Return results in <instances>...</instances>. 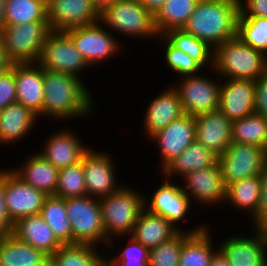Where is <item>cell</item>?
<instances>
[{
    "mask_svg": "<svg viewBox=\"0 0 267 266\" xmlns=\"http://www.w3.org/2000/svg\"><path fill=\"white\" fill-rule=\"evenodd\" d=\"M130 187L123 185L108 196L99 198L105 236L109 240L107 249L114 246L116 236L131 234L144 208L145 194Z\"/></svg>",
    "mask_w": 267,
    "mask_h": 266,
    "instance_id": "cell-3",
    "label": "cell"
},
{
    "mask_svg": "<svg viewBox=\"0 0 267 266\" xmlns=\"http://www.w3.org/2000/svg\"><path fill=\"white\" fill-rule=\"evenodd\" d=\"M200 0H167L154 15V24L159 35L171 29H182L196 9Z\"/></svg>",
    "mask_w": 267,
    "mask_h": 266,
    "instance_id": "cell-33",
    "label": "cell"
},
{
    "mask_svg": "<svg viewBox=\"0 0 267 266\" xmlns=\"http://www.w3.org/2000/svg\"><path fill=\"white\" fill-rule=\"evenodd\" d=\"M17 102L14 64L4 73L0 74V108Z\"/></svg>",
    "mask_w": 267,
    "mask_h": 266,
    "instance_id": "cell-43",
    "label": "cell"
},
{
    "mask_svg": "<svg viewBox=\"0 0 267 266\" xmlns=\"http://www.w3.org/2000/svg\"><path fill=\"white\" fill-rule=\"evenodd\" d=\"M65 32L91 67L106 62V59L107 62H110L109 60L114 59L113 57L116 54L119 56L118 52L122 47L120 40L114 36L113 32L111 33L109 29L105 28L100 21L86 26L70 28Z\"/></svg>",
    "mask_w": 267,
    "mask_h": 266,
    "instance_id": "cell-10",
    "label": "cell"
},
{
    "mask_svg": "<svg viewBox=\"0 0 267 266\" xmlns=\"http://www.w3.org/2000/svg\"><path fill=\"white\" fill-rule=\"evenodd\" d=\"M33 154L29 155L23 165L21 163V166L13 167L11 170L35 189L41 190L47 195H55L59 170L39 153Z\"/></svg>",
    "mask_w": 267,
    "mask_h": 266,
    "instance_id": "cell-27",
    "label": "cell"
},
{
    "mask_svg": "<svg viewBox=\"0 0 267 266\" xmlns=\"http://www.w3.org/2000/svg\"><path fill=\"white\" fill-rule=\"evenodd\" d=\"M255 82V113L267 118V70Z\"/></svg>",
    "mask_w": 267,
    "mask_h": 266,
    "instance_id": "cell-46",
    "label": "cell"
},
{
    "mask_svg": "<svg viewBox=\"0 0 267 266\" xmlns=\"http://www.w3.org/2000/svg\"><path fill=\"white\" fill-rule=\"evenodd\" d=\"M182 179L184 183V186H181L182 190L190 198L192 204L195 201L196 204L198 202L204 207L206 205L214 207L221 203L224 205L227 186L222 178L218 162L213 167L190 172Z\"/></svg>",
    "mask_w": 267,
    "mask_h": 266,
    "instance_id": "cell-16",
    "label": "cell"
},
{
    "mask_svg": "<svg viewBox=\"0 0 267 266\" xmlns=\"http://www.w3.org/2000/svg\"><path fill=\"white\" fill-rule=\"evenodd\" d=\"M47 138L43 142L44 147L38 153L58 170L81 162L85 152L90 148L68 128L50 134Z\"/></svg>",
    "mask_w": 267,
    "mask_h": 266,
    "instance_id": "cell-20",
    "label": "cell"
},
{
    "mask_svg": "<svg viewBox=\"0 0 267 266\" xmlns=\"http://www.w3.org/2000/svg\"><path fill=\"white\" fill-rule=\"evenodd\" d=\"M261 179V195L258 209L252 217L251 222L254 228H257L263 221L267 219V164L260 174Z\"/></svg>",
    "mask_w": 267,
    "mask_h": 266,
    "instance_id": "cell-45",
    "label": "cell"
},
{
    "mask_svg": "<svg viewBox=\"0 0 267 266\" xmlns=\"http://www.w3.org/2000/svg\"><path fill=\"white\" fill-rule=\"evenodd\" d=\"M37 63L45 70L71 74L79 79L84 70L91 68L65 31H51L47 35Z\"/></svg>",
    "mask_w": 267,
    "mask_h": 266,
    "instance_id": "cell-8",
    "label": "cell"
},
{
    "mask_svg": "<svg viewBox=\"0 0 267 266\" xmlns=\"http://www.w3.org/2000/svg\"><path fill=\"white\" fill-rule=\"evenodd\" d=\"M47 256L19 241L13 234L0 236V266H36Z\"/></svg>",
    "mask_w": 267,
    "mask_h": 266,
    "instance_id": "cell-32",
    "label": "cell"
},
{
    "mask_svg": "<svg viewBox=\"0 0 267 266\" xmlns=\"http://www.w3.org/2000/svg\"><path fill=\"white\" fill-rule=\"evenodd\" d=\"M239 0H200L182 28L214 50L237 35Z\"/></svg>",
    "mask_w": 267,
    "mask_h": 266,
    "instance_id": "cell-2",
    "label": "cell"
},
{
    "mask_svg": "<svg viewBox=\"0 0 267 266\" xmlns=\"http://www.w3.org/2000/svg\"><path fill=\"white\" fill-rule=\"evenodd\" d=\"M12 63L7 57V54L3 48V44L0 40V74L11 68Z\"/></svg>",
    "mask_w": 267,
    "mask_h": 266,
    "instance_id": "cell-50",
    "label": "cell"
},
{
    "mask_svg": "<svg viewBox=\"0 0 267 266\" xmlns=\"http://www.w3.org/2000/svg\"><path fill=\"white\" fill-rule=\"evenodd\" d=\"M42 116L55 121L74 120L94 113L96 101L82 79L67 73L43 69Z\"/></svg>",
    "mask_w": 267,
    "mask_h": 266,
    "instance_id": "cell-1",
    "label": "cell"
},
{
    "mask_svg": "<svg viewBox=\"0 0 267 266\" xmlns=\"http://www.w3.org/2000/svg\"><path fill=\"white\" fill-rule=\"evenodd\" d=\"M100 22L114 33L145 40L158 38L154 15L139 0H114L100 9Z\"/></svg>",
    "mask_w": 267,
    "mask_h": 266,
    "instance_id": "cell-5",
    "label": "cell"
},
{
    "mask_svg": "<svg viewBox=\"0 0 267 266\" xmlns=\"http://www.w3.org/2000/svg\"><path fill=\"white\" fill-rule=\"evenodd\" d=\"M167 0H139V2L145 7L146 10L153 15L159 11Z\"/></svg>",
    "mask_w": 267,
    "mask_h": 266,
    "instance_id": "cell-48",
    "label": "cell"
},
{
    "mask_svg": "<svg viewBox=\"0 0 267 266\" xmlns=\"http://www.w3.org/2000/svg\"><path fill=\"white\" fill-rule=\"evenodd\" d=\"M179 232L169 220L143 208L130 236L150 250L172 239Z\"/></svg>",
    "mask_w": 267,
    "mask_h": 266,
    "instance_id": "cell-25",
    "label": "cell"
},
{
    "mask_svg": "<svg viewBox=\"0 0 267 266\" xmlns=\"http://www.w3.org/2000/svg\"><path fill=\"white\" fill-rule=\"evenodd\" d=\"M50 32L47 21L3 25L0 40L12 64L37 63Z\"/></svg>",
    "mask_w": 267,
    "mask_h": 266,
    "instance_id": "cell-6",
    "label": "cell"
},
{
    "mask_svg": "<svg viewBox=\"0 0 267 266\" xmlns=\"http://www.w3.org/2000/svg\"><path fill=\"white\" fill-rule=\"evenodd\" d=\"M112 155L104 151L89 148L83 158L86 195L102 198L120 189L124 184H118ZM116 168V169H115ZM117 182V183H116Z\"/></svg>",
    "mask_w": 267,
    "mask_h": 266,
    "instance_id": "cell-13",
    "label": "cell"
},
{
    "mask_svg": "<svg viewBox=\"0 0 267 266\" xmlns=\"http://www.w3.org/2000/svg\"><path fill=\"white\" fill-rule=\"evenodd\" d=\"M55 196L63 199L86 196L84 167L81 162L59 170Z\"/></svg>",
    "mask_w": 267,
    "mask_h": 266,
    "instance_id": "cell-39",
    "label": "cell"
},
{
    "mask_svg": "<svg viewBox=\"0 0 267 266\" xmlns=\"http://www.w3.org/2000/svg\"><path fill=\"white\" fill-rule=\"evenodd\" d=\"M212 231L206 225L200 232L184 231V243L179 266H209L213 256L219 251L213 244ZM215 248V249H214Z\"/></svg>",
    "mask_w": 267,
    "mask_h": 266,
    "instance_id": "cell-29",
    "label": "cell"
},
{
    "mask_svg": "<svg viewBox=\"0 0 267 266\" xmlns=\"http://www.w3.org/2000/svg\"><path fill=\"white\" fill-rule=\"evenodd\" d=\"M264 151H265V155H266V159H267V144H266V146L264 148Z\"/></svg>",
    "mask_w": 267,
    "mask_h": 266,
    "instance_id": "cell-56",
    "label": "cell"
},
{
    "mask_svg": "<svg viewBox=\"0 0 267 266\" xmlns=\"http://www.w3.org/2000/svg\"><path fill=\"white\" fill-rule=\"evenodd\" d=\"M239 16L267 18V0H239Z\"/></svg>",
    "mask_w": 267,
    "mask_h": 266,
    "instance_id": "cell-47",
    "label": "cell"
},
{
    "mask_svg": "<svg viewBox=\"0 0 267 266\" xmlns=\"http://www.w3.org/2000/svg\"><path fill=\"white\" fill-rule=\"evenodd\" d=\"M36 266H52L50 258L46 257L39 265Z\"/></svg>",
    "mask_w": 267,
    "mask_h": 266,
    "instance_id": "cell-55",
    "label": "cell"
},
{
    "mask_svg": "<svg viewBox=\"0 0 267 266\" xmlns=\"http://www.w3.org/2000/svg\"><path fill=\"white\" fill-rule=\"evenodd\" d=\"M48 195L28 185L11 169H5V203L13 223L31 215H38Z\"/></svg>",
    "mask_w": 267,
    "mask_h": 266,
    "instance_id": "cell-15",
    "label": "cell"
},
{
    "mask_svg": "<svg viewBox=\"0 0 267 266\" xmlns=\"http://www.w3.org/2000/svg\"><path fill=\"white\" fill-rule=\"evenodd\" d=\"M211 70L221 78L255 81L267 70V56L236 36L214 50V68Z\"/></svg>",
    "mask_w": 267,
    "mask_h": 266,
    "instance_id": "cell-4",
    "label": "cell"
},
{
    "mask_svg": "<svg viewBox=\"0 0 267 266\" xmlns=\"http://www.w3.org/2000/svg\"><path fill=\"white\" fill-rule=\"evenodd\" d=\"M222 82L219 109L230 121L255 113V81L222 78Z\"/></svg>",
    "mask_w": 267,
    "mask_h": 266,
    "instance_id": "cell-19",
    "label": "cell"
},
{
    "mask_svg": "<svg viewBox=\"0 0 267 266\" xmlns=\"http://www.w3.org/2000/svg\"><path fill=\"white\" fill-rule=\"evenodd\" d=\"M5 2L6 0H0V31L3 27V19L5 14Z\"/></svg>",
    "mask_w": 267,
    "mask_h": 266,
    "instance_id": "cell-53",
    "label": "cell"
},
{
    "mask_svg": "<svg viewBox=\"0 0 267 266\" xmlns=\"http://www.w3.org/2000/svg\"><path fill=\"white\" fill-rule=\"evenodd\" d=\"M40 215L62 244H73V233L67 217L65 199L48 195L41 208Z\"/></svg>",
    "mask_w": 267,
    "mask_h": 266,
    "instance_id": "cell-36",
    "label": "cell"
},
{
    "mask_svg": "<svg viewBox=\"0 0 267 266\" xmlns=\"http://www.w3.org/2000/svg\"><path fill=\"white\" fill-rule=\"evenodd\" d=\"M147 106L143 131L145 130L144 135L148 138L185 114L179 95L172 85L166 86Z\"/></svg>",
    "mask_w": 267,
    "mask_h": 266,
    "instance_id": "cell-22",
    "label": "cell"
},
{
    "mask_svg": "<svg viewBox=\"0 0 267 266\" xmlns=\"http://www.w3.org/2000/svg\"><path fill=\"white\" fill-rule=\"evenodd\" d=\"M16 100L42 118L43 68L38 63L14 64Z\"/></svg>",
    "mask_w": 267,
    "mask_h": 266,
    "instance_id": "cell-23",
    "label": "cell"
},
{
    "mask_svg": "<svg viewBox=\"0 0 267 266\" xmlns=\"http://www.w3.org/2000/svg\"><path fill=\"white\" fill-rule=\"evenodd\" d=\"M222 178L227 186L232 182L260 175L267 159L259 146L231 142L227 150L218 157Z\"/></svg>",
    "mask_w": 267,
    "mask_h": 266,
    "instance_id": "cell-12",
    "label": "cell"
},
{
    "mask_svg": "<svg viewBox=\"0 0 267 266\" xmlns=\"http://www.w3.org/2000/svg\"><path fill=\"white\" fill-rule=\"evenodd\" d=\"M203 74L181 76L178 84L173 87L179 95L185 114L196 116L205 112H210L219 108L220 80L211 79L212 77ZM177 84V85H176ZM176 85V86H175Z\"/></svg>",
    "mask_w": 267,
    "mask_h": 266,
    "instance_id": "cell-11",
    "label": "cell"
},
{
    "mask_svg": "<svg viewBox=\"0 0 267 266\" xmlns=\"http://www.w3.org/2000/svg\"><path fill=\"white\" fill-rule=\"evenodd\" d=\"M162 180H164V182L154 189L155 191L151 197H149V201V195L144 197V208L166 218L180 231H189L191 233L200 232L206 226V222L190 230L183 229L182 225L180 226L183 221H187L186 219L189 217L186 216H188V213L192 210L191 200L182 190V183L176 185L175 180L170 181V179L167 178H162Z\"/></svg>",
    "mask_w": 267,
    "mask_h": 266,
    "instance_id": "cell-9",
    "label": "cell"
},
{
    "mask_svg": "<svg viewBox=\"0 0 267 266\" xmlns=\"http://www.w3.org/2000/svg\"><path fill=\"white\" fill-rule=\"evenodd\" d=\"M157 39L159 40L155 42L163 46L166 66L173 72L175 71L178 77L196 75L203 71V68L192 57L173 46L163 35H159Z\"/></svg>",
    "mask_w": 267,
    "mask_h": 266,
    "instance_id": "cell-40",
    "label": "cell"
},
{
    "mask_svg": "<svg viewBox=\"0 0 267 266\" xmlns=\"http://www.w3.org/2000/svg\"><path fill=\"white\" fill-rule=\"evenodd\" d=\"M65 205L73 233V244L100 246L105 243L102 246L107 250L109 240L105 236L99 199L88 195L67 198Z\"/></svg>",
    "mask_w": 267,
    "mask_h": 266,
    "instance_id": "cell-7",
    "label": "cell"
},
{
    "mask_svg": "<svg viewBox=\"0 0 267 266\" xmlns=\"http://www.w3.org/2000/svg\"><path fill=\"white\" fill-rule=\"evenodd\" d=\"M149 139L158 145L161 160L159 170L162 171L196 140L195 116L184 114Z\"/></svg>",
    "mask_w": 267,
    "mask_h": 266,
    "instance_id": "cell-17",
    "label": "cell"
},
{
    "mask_svg": "<svg viewBox=\"0 0 267 266\" xmlns=\"http://www.w3.org/2000/svg\"><path fill=\"white\" fill-rule=\"evenodd\" d=\"M184 231H180L172 239L150 249L149 266H179Z\"/></svg>",
    "mask_w": 267,
    "mask_h": 266,
    "instance_id": "cell-41",
    "label": "cell"
},
{
    "mask_svg": "<svg viewBox=\"0 0 267 266\" xmlns=\"http://www.w3.org/2000/svg\"><path fill=\"white\" fill-rule=\"evenodd\" d=\"M14 223L8 215L5 203V168L0 169V236L12 235Z\"/></svg>",
    "mask_w": 267,
    "mask_h": 266,
    "instance_id": "cell-44",
    "label": "cell"
},
{
    "mask_svg": "<svg viewBox=\"0 0 267 266\" xmlns=\"http://www.w3.org/2000/svg\"><path fill=\"white\" fill-rule=\"evenodd\" d=\"M100 21V8L92 0H47L51 31L86 26Z\"/></svg>",
    "mask_w": 267,
    "mask_h": 266,
    "instance_id": "cell-14",
    "label": "cell"
},
{
    "mask_svg": "<svg viewBox=\"0 0 267 266\" xmlns=\"http://www.w3.org/2000/svg\"><path fill=\"white\" fill-rule=\"evenodd\" d=\"M257 230L261 233L265 243L267 244V219L257 227Z\"/></svg>",
    "mask_w": 267,
    "mask_h": 266,
    "instance_id": "cell-52",
    "label": "cell"
},
{
    "mask_svg": "<svg viewBox=\"0 0 267 266\" xmlns=\"http://www.w3.org/2000/svg\"><path fill=\"white\" fill-rule=\"evenodd\" d=\"M209 266H230L227 259L223 256V254L218 251L213 258L211 259Z\"/></svg>",
    "mask_w": 267,
    "mask_h": 266,
    "instance_id": "cell-51",
    "label": "cell"
},
{
    "mask_svg": "<svg viewBox=\"0 0 267 266\" xmlns=\"http://www.w3.org/2000/svg\"><path fill=\"white\" fill-rule=\"evenodd\" d=\"M47 21V0H6L3 25Z\"/></svg>",
    "mask_w": 267,
    "mask_h": 266,
    "instance_id": "cell-37",
    "label": "cell"
},
{
    "mask_svg": "<svg viewBox=\"0 0 267 266\" xmlns=\"http://www.w3.org/2000/svg\"><path fill=\"white\" fill-rule=\"evenodd\" d=\"M100 9L114 0H92Z\"/></svg>",
    "mask_w": 267,
    "mask_h": 266,
    "instance_id": "cell-54",
    "label": "cell"
},
{
    "mask_svg": "<svg viewBox=\"0 0 267 266\" xmlns=\"http://www.w3.org/2000/svg\"><path fill=\"white\" fill-rule=\"evenodd\" d=\"M100 251L89 244H63L49 258L52 266H105L106 256Z\"/></svg>",
    "mask_w": 267,
    "mask_h": 266,
    "instance_id": "cell-31",
    "label": "cell"
},
{
    "mask_svg": "<svg viewBox=\"0 0 267 266\" xmlns=\"http://www.w3.org/2000/svg\"><path fill=\"white\" fill-rule=\"evenodd\" d=\"M231 140L264 149L267 144V118L253 113L232 121Z\"/></svg>",
    "mask_w": 267,
    "mask_h": 266,
    "instance_id": "cell-35",
    "label": "cell"
},
{
    "mask_svg": "<svg viewBox=\"0 0 267 266\" xmlns=\"http://www.w3.org/2000/svg\"><path fill=\"white\" fill-rule=\"evenodd\" d=\"M217 162L218 156L195 140L161 171V176L181 179L190 172L213 167Z\"/></svg>",
    "mask_w": 267,
    "mask_h": 266,
    "instance_id": "cell-28",
    "label": "cell"
},
{
    "mask_svg": "<svg viewBox=\"0 0 267 266\" xmlns=\"http://www.w3.org/2000/svg\"><path fill=\"white\" fill-rule=\"evenodd\" d=\"M38 116L21 103L15 102L2 109L0 118V145L17 143L27 137ZM20 139V140H19ZM2 143V144H1Z\"/></svg>",
    "mask_w": 267,
    "mask_h": 266,
    "instance_id": "cell-26",
    "label": "cell"
},
{
    "mask_svg": "<svg viewBox=\"0 0 267 266\" xmlns=\"http://www.w3.org/2000/svg\"><path fill=\"white\" fill-rule=\"evenodd\" d=\"M163 36L177 49L192 57L203 69L211 71L214 68V49L206 42L183 29L168 30Z\"/></svg>",
    "mask_w": 267,
    "mask_h": 266,
    "instance_id": "cell-34",
    "label": "cell"
},
{
    "mask_svg": "<svg viewBox=\"0 0 267 266\" xmlns=\"http://www.w3.org/2000/svg\"><path fill=\"white\" fill-rule=\"evenodd\" d=\"M105 266H149L148 262H128V260H105Z\"/></svg>",
    "mask_w": 267,
    "mask_h": 266,
    "instance_id": "cell-49",
    "label": "cell"
},
{
    "mask_svg": "<svg viewBox=\"0 0 267 266\" xmlns=\"http://www.w3.org/2000/svg\"><path fill=\"white\" fill-rule=\"evenodd\" d=\"M13 235L47 257H51L63 245L40 214L19 219L14 223Z\"/></svg>",
    "mask_w": 267,
    "mask_h": 266,
    "instance_id": "cell-24",
    "label": "cell"
},
{
    "mask_svg": "<svg viewBox=\"0 0 267 266\" xmlns=\"http://www.w3.org/2000/svg\"><path fill=\"white\" fill-rule=\"evenodd\" d=\"M122 239L127 238V243L124 248L121 249L120 253L115 254L116 256H109L105 253V260H128V262H148L150 250L146 248L139 241L135 240L132 236H120Z\"/></svg>",
    "mask_w": 267,
    "mask_h": 266,
    "instance_id": "cell-42",
    "label": "cell"
},
{
    "mask_svg": "<svg viewBox=\"0 0 267 266\" xmlns=\"http://www.w3.org/2000/svg\"><path fill=\"white\" fill-rule=\"evenodd\" d=\"M236 36L267 56V18L239 16Z\"/></svg>",
    "mask_w": 267,
    "mask_h": 266,
    "instance_id": "cell-38",
    "label": "cell"
},
{
    "mask_svg": "<svg viewBox=\"0 0 267 266\" xmlns=\"http://www.w3.org/2000/svg\"><path fill=\"white\" fill-rule=\"evenodd\" d=\"M251 230L252 236L232 235L218 244L230 266H267V244L257 228Z\"/></svg>",
    "mask_w": 267,
    "mask_h": 266,
    "instance_id": "cell-18",
    "label": "cell"
},
{
    "mask_svg": "<svg viewBox=\"0 0 267 266\" xmlns=\"http://www.w3.org/2000/svg\"><path fill=\"white\" fill-rule=\"evenodd\" d=\"M196 141L218 157L228 148L231 140L232 121L218 108L195 116Z\"/></svg>",
    "mask_w": 267,
    "mask_h": 266,
    "instance_id": "cell-21",
    "label": "cell"
},
{
    "mask_svg": "<svg viewBox=\"0 0 267 266\" xmlns=\"http://www.w3.org/2000/svg\"><path fill=\"white\" fill-rule=\"evenodd\" d=\"M261 179L260 175L232 182L227 185L225 205L230 204L234 209L249 212L252 218L260 202ZM228 202V203H226Z\"/></svg>",
    "mask_w": 267,
    "mask_h": 266,
    "instance_id": "cell-30",
    "label": "cell"
}]
</instances>
